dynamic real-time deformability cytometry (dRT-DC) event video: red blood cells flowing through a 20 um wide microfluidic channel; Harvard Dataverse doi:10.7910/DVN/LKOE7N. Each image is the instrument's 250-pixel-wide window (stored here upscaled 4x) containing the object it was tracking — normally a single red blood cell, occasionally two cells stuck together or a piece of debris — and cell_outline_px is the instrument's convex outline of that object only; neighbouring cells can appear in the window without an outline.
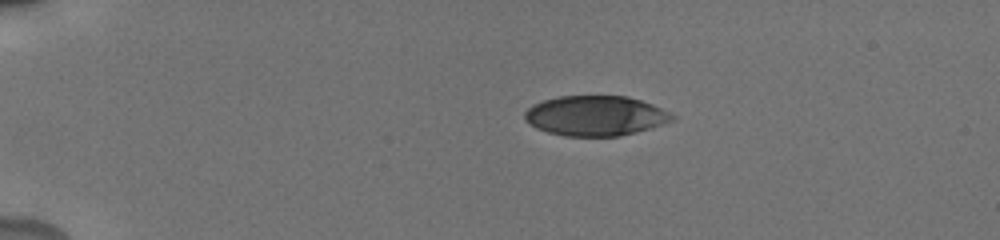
{"species": "human", "species_latin": "Homo sapiens", "temperature_condition": "cold", "stored_images_in_passage": 18, "camera_frame_rate_fps": 3000, "um_per_image_px": 0.085, "donor": {"sex": "male"}, "frame": {"image": 1, "passage_image": 1, "time_ms": 0.0, "image_size_px": [1000, 240], "cell_outline_px": [[676, 120], [636, 132], [620, 136], [564, 136], [548, 132], [536, 128], [524, 120], [524, 112], [532, 104], [544, 100], [560, 96], [628, 96], [652, 104], [676, 116]], "centroid_in_image_um": [50.6, 9.84], "position_along_channel_um": 34.4, "area_um2": 34.45}}
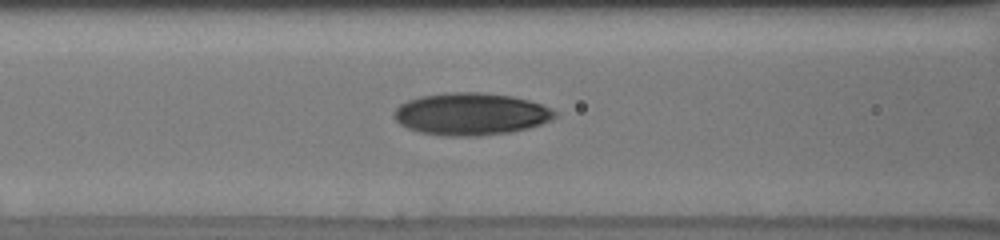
{"frame": {"image": 2, "passage_image": 14, "time_ms": 4.333, "image_size_px": [1000, 240], "cell_outline_px": [[556, 116], [540, 124], [528, 128], [508, 132], [476, 136], [448, 136], [420, 132], [408, 128], [400, 124], [392, 116], [392, 112], [400, 104], [408, 100], [420, 96], [448, 92], [480, 92], [512, 96], [528, 100], [552, 108], [556, 112]], "centroid_in_image_um": [39.98, 9.68], "position_along_channel_um": 126.6, "area_um2": 39.48}}
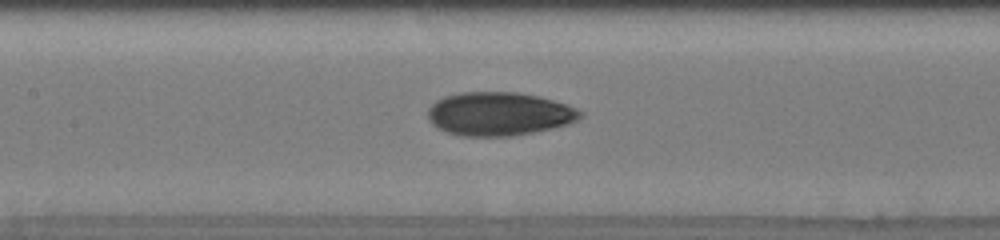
{"frame": {"image": 3, "passage_image": 17, "time_ms": 5.333, "image_size_px": [1000, 240], "cell_outline_px": [[584, 112], [576, 120], [568, 124], [552, 128], [532, 132], [508, 136], [464, 136], [448, 132], [432, 124], [428, 120], [428, 108], [436, 100], [444, 96], [460, 92], [516, 92], [540, 96], [568, 104]], "centroid_in_image_um": [42.42, 9.66], "position_along_channel_um": 165.0, "area_um2": 38.61}}